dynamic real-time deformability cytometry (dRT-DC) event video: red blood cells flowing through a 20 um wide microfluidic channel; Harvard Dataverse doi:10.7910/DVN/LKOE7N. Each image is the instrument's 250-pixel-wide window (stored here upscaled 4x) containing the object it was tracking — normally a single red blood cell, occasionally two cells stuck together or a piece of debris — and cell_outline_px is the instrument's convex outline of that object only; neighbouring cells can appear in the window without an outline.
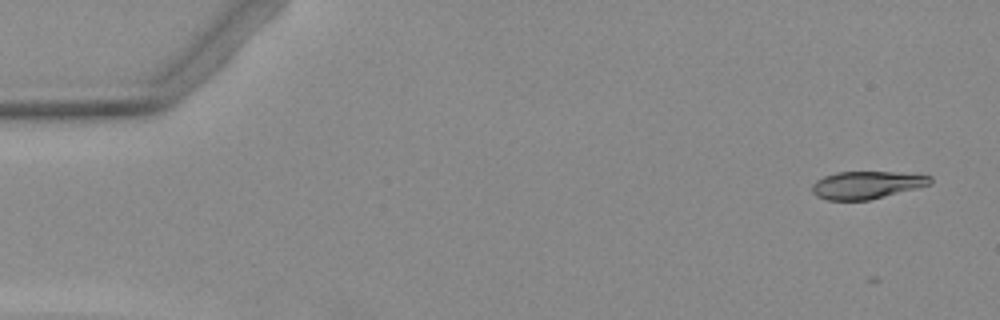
{"species": "Egyptian fruit bat (a non-hibernating species)", "species_latin": "Rousettus aegyptiacus", "temperature_condition": "warm", "stored_images_in_passage": 6, "camera_frame_rate_fps": 3000, "um_per_image_px": 0.085, "animal": {"sex": "female"}, "frame": {"image": 1, "passage_image": 1, "time_ms": 0.0, "image_size_px": [1000, 320], "cell_outline_px": [[932, 184], [868, 200], [828, 200], [816, 196], [812, 192], [812, 184], [816, 180], [824, 176], [836, 172], [892, 172], [932, 176]], "centroid_in_image_um": [73.63, 15.72], "position_along_channel_um": 11.4, "area_um2": 18.84}}
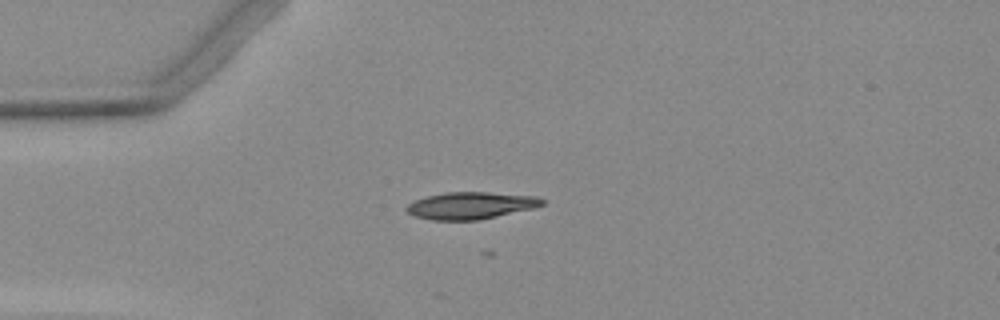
{"frame": {"image": 2, "passage_image": 4, "time_ms": 3.667, "image_size_px": [1000, 320], "cell_outline_px": [[544, 204], [532, 208], [496, 216], [476, 220], [432, 220], [416, 216], [408, 212], [404, 208], [408, 204], [416, 200], [428, 196], [444, 192], [488, 192], [536, 196], [544, 200]], "centroid_in_image_um": [40.0, 17.46], "position_along_channel_um": 45.0, "area_um2": 21.1}}
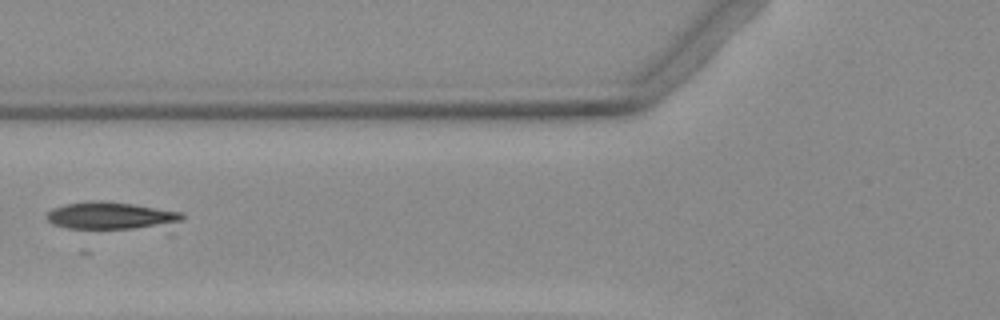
{"frame": {"image": 3, "passage_image": 6, "time_ms": 6.0, "image_size_px": [1000, 320], "cell_outline_px": [[184, 216], [172, 236], [168, 236], [68, 228], [52, 224], [44, 216], [52, 208], [64, 204], [92, 200], [132, 204], [184, 212]], "centroid_in_image_um": [9.85, 18.51], "position_along_channel_um": 115.9, "area_um2": 25.37}}